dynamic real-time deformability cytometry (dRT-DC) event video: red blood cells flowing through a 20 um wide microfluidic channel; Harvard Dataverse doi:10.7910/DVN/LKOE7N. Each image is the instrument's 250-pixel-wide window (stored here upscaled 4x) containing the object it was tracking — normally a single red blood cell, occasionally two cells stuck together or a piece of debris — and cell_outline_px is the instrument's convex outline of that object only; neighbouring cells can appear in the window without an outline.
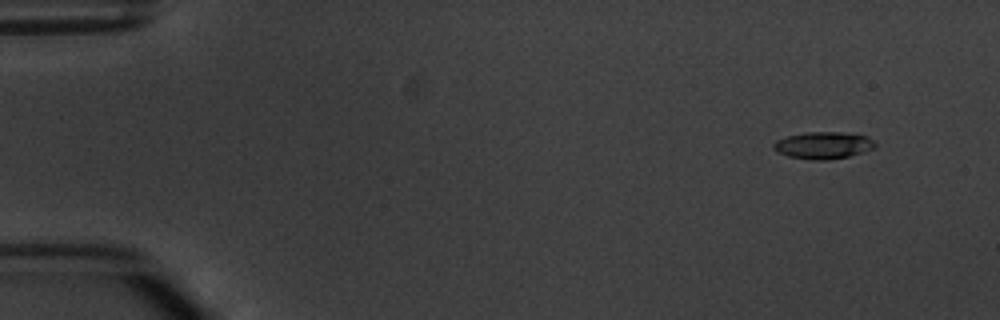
{"species": "common noctule bat (a hibernating species)", "species_latin": "Nyctalus noctula", "temperature_condition": "warm", "stored_images_in_passage": 6, "camera_frame_rate_fps": 3000, "um_per_image_px": 0.085, "animal": {"sex": "male", "body_mass_g": 20.1, "forearm_length_mm": 53.5}, "frame": {"image": 1, "passage_image": 1, "time_ms": 0.0, "image_size_px": [1000, 320], "cell_outline_px": [[876, 144], [872, 148], [864, 152], [848, 156], [828, 160], [812, 160], [788, 156], [776, 152], [772, 148], [772, 144], [776, 140], [784, 136], [808, 132], [840, 132], [868, 136]], "centroid_in_image_um": [69.92, 12.35], "position_along_channel_um": 15.1, "area_um2": 16.07}}